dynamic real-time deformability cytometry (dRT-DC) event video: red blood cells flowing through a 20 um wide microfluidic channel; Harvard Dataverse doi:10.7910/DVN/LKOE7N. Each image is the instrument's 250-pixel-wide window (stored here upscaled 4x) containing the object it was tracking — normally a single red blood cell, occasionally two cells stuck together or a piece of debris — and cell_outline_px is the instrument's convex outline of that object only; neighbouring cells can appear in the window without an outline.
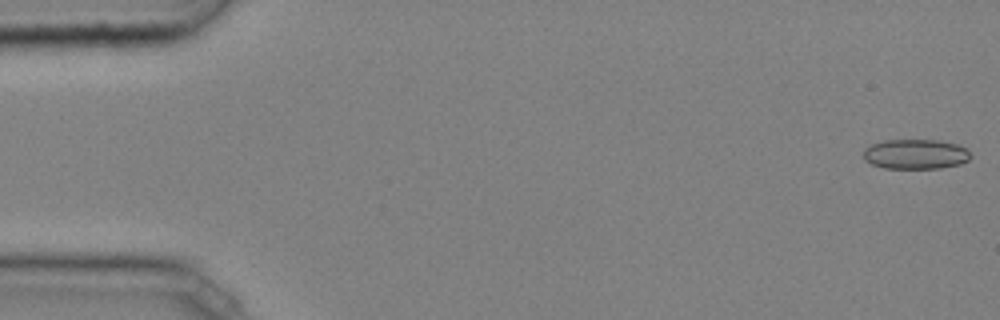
{"species": "common noctule bat (a hibernating species)", "species_latin": "Nyctalus noctula", "temperature_condition": "cold", "stored_images_in_passage": 47, "camera_frame_rate_fps": 3000, "um_per_image_px": 0.085, "animal": {"sex": "male", "body_mass_g": 20.4}, "frame": {"image": 1, "passage_image": 1, "time_ms": 0.0, "image_size_px": [1000, 320], "cell_outline_px": [[972, 156], [968, 160], [960, 164], [940, 168], [884, 168], [872, 164], [864, 160], [864, 148], [872, 144], [884, 140], [940, 140], [956, 144], [964, 148]], "centroid_in_image_um": [77.81, 13.1], "position_along_channel_um": 7.2, "area_um2": 18.61}}
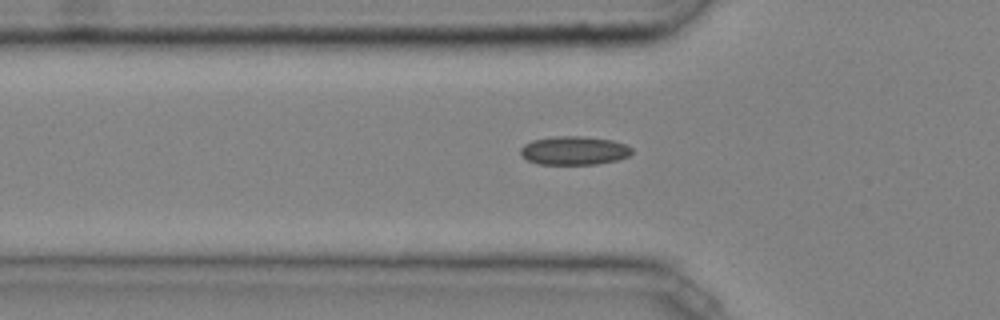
{"frame": {"image": 2, "passage_image": 16, "time_ms": 5.0, "image_size_px": [1000, 320], "cell_outline_px": [[632, 152], [628, 156], [616, 160], [596, 164], [536, 164], [520, 156], [520, 148], [524, 144], [532, 140], [552, 136], [584, 136], [612, 140], [624, 144], [632, 148]], "centroid_in_image_um": [48.75, 12.79], "position_along_channel_um": 77.0, "area_um2": 18.67}}
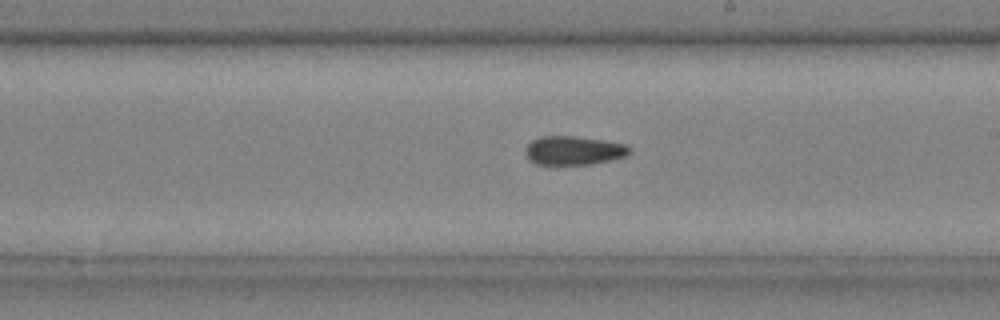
{"frame": {"image": 3, "passage_image": 28, "time_ms": 9.0, "image_size_px": [1000, 320], "cell_outline_px": [[632, 152], [628, 156], [592, 164], [536, 164], [528, 160], [524, 152], [524, 148], [532, 140], [540, 136], [576, 136], [604, 140], [624, 144], [632, 148]], "centroid_in_image_um": [48.76, 12.79], "position_along_channel_um": 240.2, "area_um2": 17.74}, "authors_computed_cell_mechanics": {"area_um2": 18.1492, "velocity_mm_per_s": 4.078, "shape_relaxation_time_tau1_ms": null, "shape_relaxation_time_tau2_ms": 5.3022, "deformation_change_tau1": null, "deformation_change_tau2": 0.1059}}